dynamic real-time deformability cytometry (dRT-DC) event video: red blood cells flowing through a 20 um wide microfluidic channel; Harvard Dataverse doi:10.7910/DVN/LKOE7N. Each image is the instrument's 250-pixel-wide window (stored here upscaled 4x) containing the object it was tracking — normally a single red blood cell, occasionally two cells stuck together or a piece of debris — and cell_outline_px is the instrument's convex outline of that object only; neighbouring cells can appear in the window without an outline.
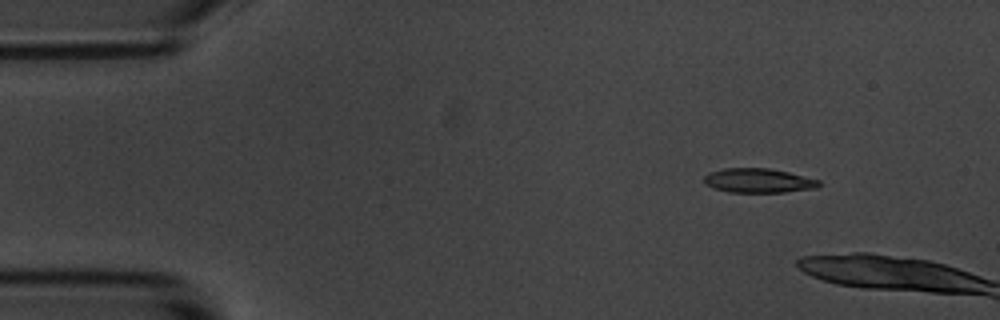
{"species": "common noctule bat (a hibernating species)", "species_latin": "Nyctalus noctula", "temperature_condition": "room temperature", "stored_images_in_passage": 4, "camera_frame_rate_fps": 3000, "um_per_image_px": 0.085, "animal": {"sex": "male", "body_mass_g": 20.1, "forearm_length_mm": 53.5}, "frame": {"image": 1, "passage_image": 1, "time_ms": 0.0, "image_size_px": [1000, 320], "cell_outline_px": [[820, 184], [816, 188], [784, 192], [728, 192], [704, 184], [704, 176], [708, 172], [724, 168], [768, 168], [788, 172], [820, 180]], "centroid_in_image_um": [64.44, 15.34], "position_along_channel_um": 20.6, "area_um2": 16.24}}